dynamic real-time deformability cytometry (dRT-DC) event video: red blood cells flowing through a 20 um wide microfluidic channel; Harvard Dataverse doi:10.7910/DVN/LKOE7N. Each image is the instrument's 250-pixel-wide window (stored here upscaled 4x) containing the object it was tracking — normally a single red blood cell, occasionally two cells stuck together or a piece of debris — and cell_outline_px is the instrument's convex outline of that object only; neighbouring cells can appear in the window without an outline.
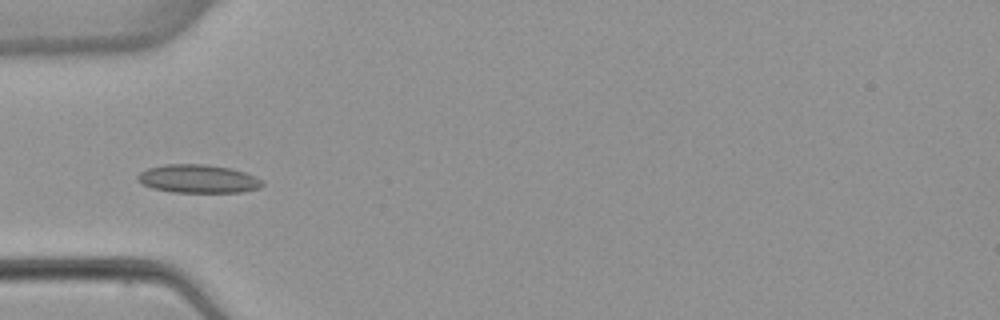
{"species": "common noctule bat (a hibernating species)", "species_latin": "Nyctalus noctula", "temperature_condition": "warm", "stored_images_in_passage": 6, "camera_frame_rate_fps": 3000, "um_per_image_px": 0.085, "animal": {"sex": "female", "body_mass_g": 22.7, "forearm_length_mm": 54.2}, "frame": {"image": 1, "passage_image": 5, "time_ms": 4.667, "image_size_px": [1000, 320], "cell_outline_px": [[264, 184], [260, 188], [244, 192], [172, 192], [152, 188], [140, 184], [136, 180], [136, 176], [140, 172], [148, 168], [164, 164], [208, 164], [232, 168], [244, 172], [264, 180]], "centroid_in_image_um": [16.83, 15.2], "position_along_channel_um": 68.2, "area_um2": 20.92}}
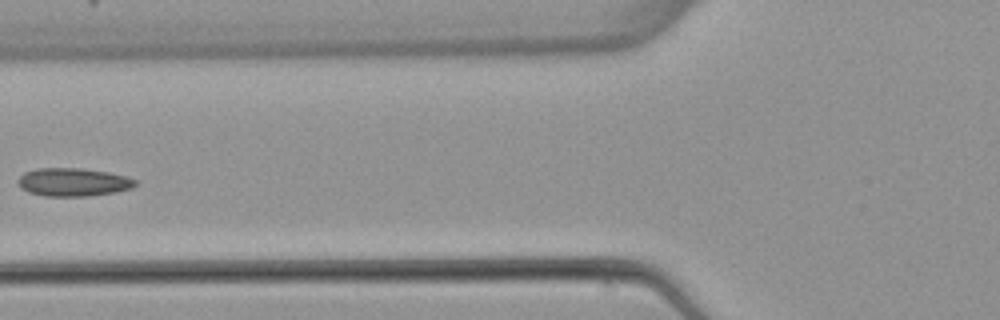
{"frame": {"image": 2, "passage_image": 6, "time_ms": 6.0, "image_size_px": [1000, 320], "cell_outline_px": [[136, 184], [132, 188], [116, 192], [88, 196], [44, 196], [28, 192], [20, 188], [16, 180], [24, 172], [36, 168], [84, 168], [108, 172], [128, 176], [136, 180]], "centroid_in_image_um": [6.21, 15.47], "position_along_channel_um": 119.6, "area_um2": 19.54}}